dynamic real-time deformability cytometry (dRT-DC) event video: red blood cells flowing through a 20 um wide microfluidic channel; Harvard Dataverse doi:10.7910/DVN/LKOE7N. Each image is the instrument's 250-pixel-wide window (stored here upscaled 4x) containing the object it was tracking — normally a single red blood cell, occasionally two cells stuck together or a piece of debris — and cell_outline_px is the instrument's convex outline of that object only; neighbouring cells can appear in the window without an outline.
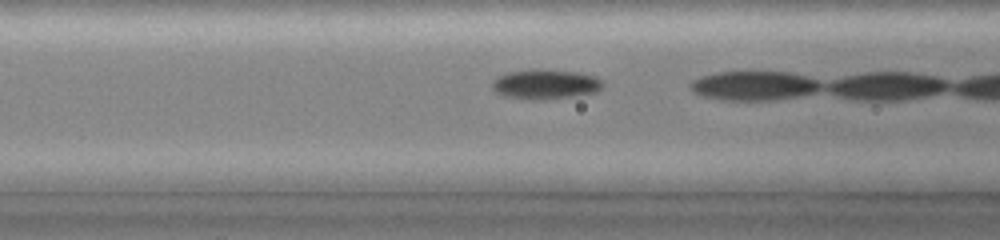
{"species": "common noctule bat (a hibernating species)", "species_latin": "Nyctalus noctula", "temperature_condition": "cold", "stored_images_in_passage": 16, "camera_frame_rate_fps": 3000, "um_per_image_px": 0.085, "animal": {"sex": "female", "body_mass_g": 19.0, "forearm_length_mm": 51.5}, "frame": {"image": 1, "passage_image": 12, "time_ms": 3.667, "image_size_px": [1000, 240], "cell_outline_px": [[604, 84], [596, 92], [572, 96], [540, 100], [528, 100], [504, 96], [496, 92], [492, 88], [492, 80], [496, 76], [508, 72], [576, 72], [596, 76], [604, 80]], "centroid_in_image_um": [46.36, 7.21], "position_along_channel_um": 120.2, "area_um2": 18.5}}